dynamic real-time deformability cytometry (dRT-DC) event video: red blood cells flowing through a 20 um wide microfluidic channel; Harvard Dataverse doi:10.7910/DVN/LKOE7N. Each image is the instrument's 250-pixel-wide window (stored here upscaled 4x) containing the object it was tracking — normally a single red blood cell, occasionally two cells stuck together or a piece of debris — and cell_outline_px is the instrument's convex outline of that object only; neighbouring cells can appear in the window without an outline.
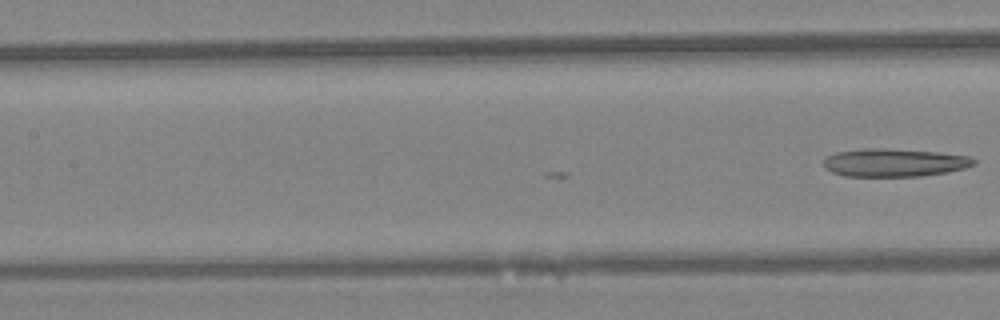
{"species": "Egyptian fruit bat (a non-hibernating species)", "species_latin": "Rousettus aegyptiacus", "temperature_condition": "warm", "stored_images_in_passage": 17, "camera_frame_rate_fps": 3000, "um_per_image_px": 0.085, "animal": {"sex": "female"}, "frame": {"image": 1, "passage_image": 17, "time_ms": 5.333, "image_size_px": [1000, 320], "cell_outline_px": [[976, 164], [964, 168], [948, 172], [920, 176], [844, 176], [832, 172], [824, 168], [824, 160], [828, 156], [836, 152], [868, 148], [888, 148], [940, 152], [968, 156], [976, 160]], "centroid_in_image_um": [76.03, 13.82], "position_along_channel_um": 131.4, "area_um2": 24.62}}